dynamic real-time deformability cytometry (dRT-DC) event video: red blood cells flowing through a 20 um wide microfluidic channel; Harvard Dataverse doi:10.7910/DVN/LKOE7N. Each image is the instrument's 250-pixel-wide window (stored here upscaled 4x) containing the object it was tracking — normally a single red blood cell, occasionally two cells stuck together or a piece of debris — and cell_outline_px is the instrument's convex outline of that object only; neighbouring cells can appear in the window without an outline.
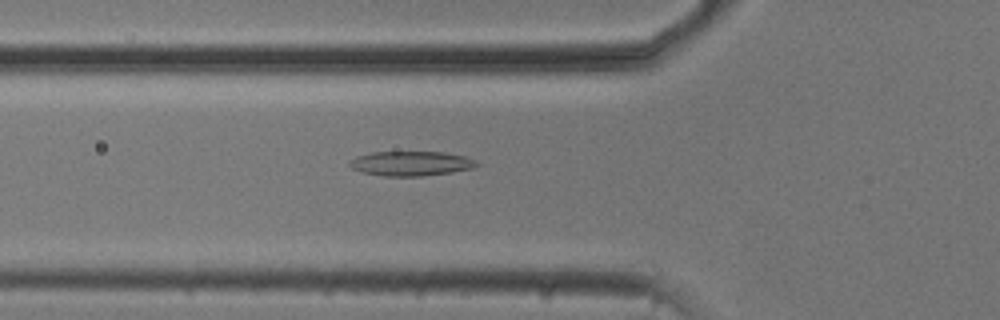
{"species": "common noctule bat (a hibernating species)", "species_latin": "Nyctalus noctula", "temperature_condition": "cold", "stored_images_in_passage": 41, "camera_frame_rate_fps": 3000, "um_per_image_px": 0.085, "animal": {"sex": "male", "body_mass_g": 20.5, "forearm_length_mm": 52.5}, "frame": {"image": 1, "passage_image": 6, "time_ms": 1.667, "image_size_px": [1000, 320], "cell_outline_px": [[480, 164], [472, 168], [452, 172], [420, 176], [384, 176], [364, 172], [352, 168], [348, 164], [348, 160], [356, 156], [372, 152], [444, 152], [464, 156], [476, 160]], "centroid_in_image_um": [34.92, 13.89], "position_along_channel_um": 90.9, "area_um2": 18.21}}
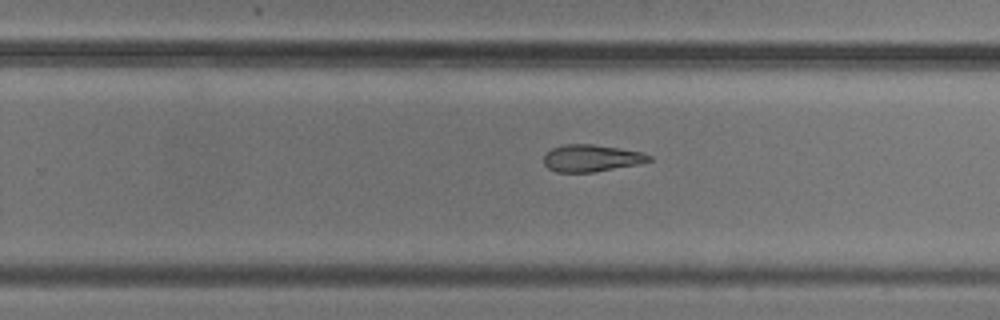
{"frame": {"image": 2, "passage_image": 21, "time_ms": 6.667, "image_size_px": [1000, 320], "cell_outline_px": [[652, 160], [640, 164], [592, 172], [556, 172], [548, 168], [544, 164], [544, 156], [552, 148], [564, 144], [592, 144], [640, 152], [652, 156]], "centroid_in_image_um": [50.26, 13.45], "position_along_channel_um": 279.5, "area_um2": 16.42}}
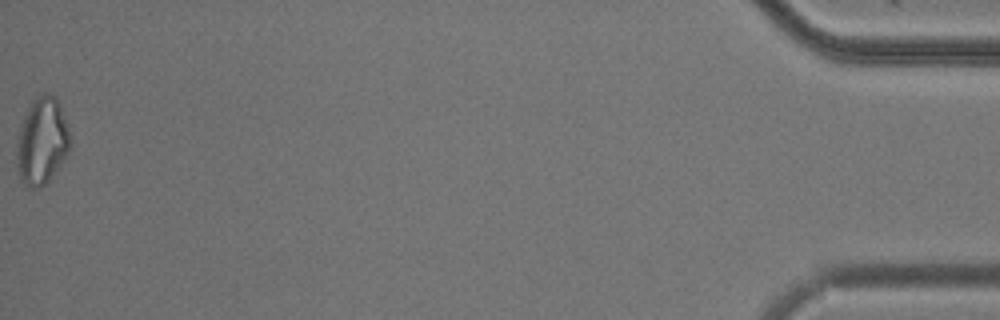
{"frame": {"image": 3, "passage_image": 41, "time_ms": 13.333, "image_size_px": [1000, 320], "cell_outline_px": [[72, 144], [64, 160], [48, 180], [44, 184], [36, 188], [32, 188], [24, 184], [20, 180], [16, 164], [16, 144], [20, 128], [24, 116], [32, 100], [44, 92], [48, 92], [56, 96], [68, 124], [72, 136]], "centroid_in_image_um": [3.58, 11.97], "position_along_channel_um": 431.6, "area_um2": 27.46}}